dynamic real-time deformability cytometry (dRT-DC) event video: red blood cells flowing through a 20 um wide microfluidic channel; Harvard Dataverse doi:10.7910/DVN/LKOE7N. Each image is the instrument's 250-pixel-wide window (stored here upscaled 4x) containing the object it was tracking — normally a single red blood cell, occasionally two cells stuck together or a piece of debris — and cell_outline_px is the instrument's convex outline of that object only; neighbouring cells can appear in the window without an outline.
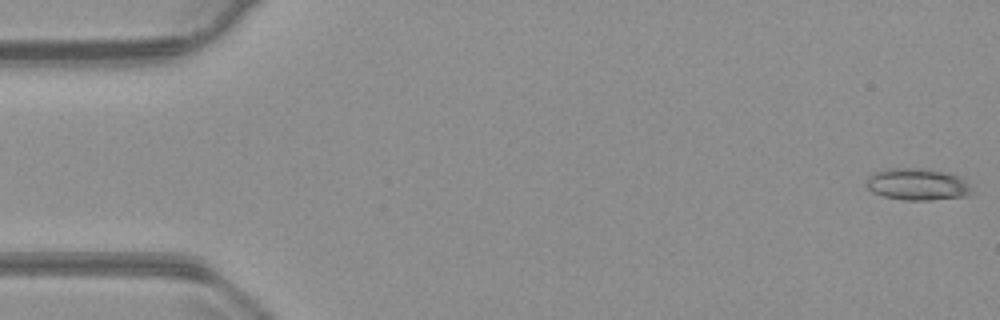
{"species": "common noctule bat (a hibernating species)", "species_latin": "Nyctalus noctula", "temperature_condition": "warm", "stored_images_in_passage": 55, "camera_frame_rate_fps": 3000, "um_per_image_px": 0.085, "animal": {"sex": "male", "body_mass_g": 23.1, "forearm_length_mm": 52.7}, "frame": {"image": 1, "passage_image": 1, "time_ms": 0.0, "image_size_px": [1000, 320], "cell_outline_px": [[972, 192], [964, 196], [932, 200], [904, 200], [884, 196], [872, 192], [864, 184], [868, 176], [872, 172], [888, 168], [920, 168], [944, 172], [960, 176], [968, 184]], "centroid_in_image_um": [77.91, 15.66], "position_along_channel_um": 7.1, "area_um2": 19.59}}
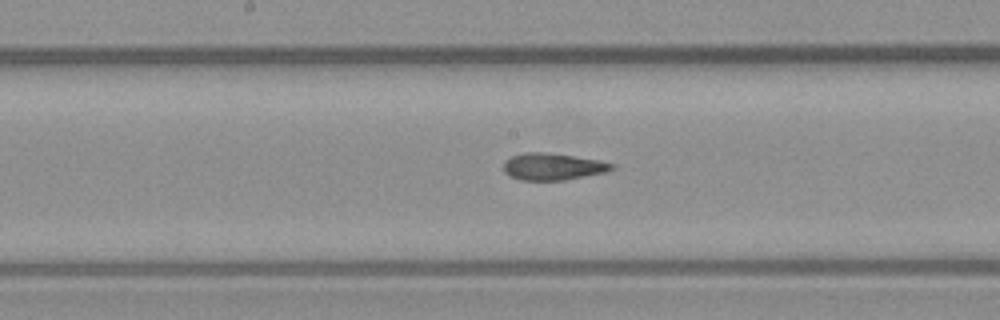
{"frame": {"image": 2, "passage_image": 28, "time_ms": 9.0, "image_size_px": [1000, 320], "cell_outline_px": [[616, 168], [604, 172], [564, 180], [520, 180], [508, 176], [504, 172], [504, 160], [512, 156], [524, 152], [544, 152], [600, 160], [616, 164]], "centroid_in_image_um": [46.97, 14.16], "position_along_channel_um": 201.2, "area_um2": 16.99}}
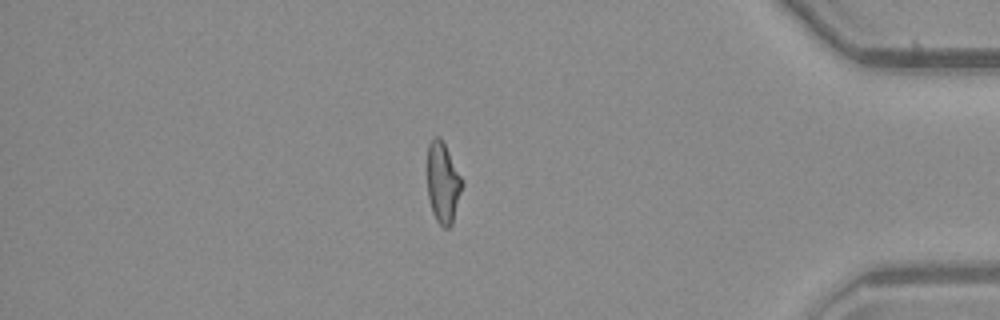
{"frame": {"image": 3, "passage_image": 47, "time_ms": 15.333, "image_size_px": [1000, 320], "cell_outline_px": [[464, 184], [452, 224], [448, 228], [444, 228], [436, 220], [432, 212], [428, 196], [428, 144], [432, 136], [440, 136], [464, 180]], "centroid_in_image_um": [37.67, 15.52], "position_along_channel_um": 397.5, "area_um2": 16.59}, "authors_computed_cell_mechanics": {"area_um2": 17.5134, "velocity_mm_per_s": 3.7272, "shape_relaxation_time_tau1_ms": 10.7636, "shape_relaxation_time_tau2_ms": 2.1794, "deformation_change_tau1": 0.2442, "deformation_change_tau2": 0.1028}}